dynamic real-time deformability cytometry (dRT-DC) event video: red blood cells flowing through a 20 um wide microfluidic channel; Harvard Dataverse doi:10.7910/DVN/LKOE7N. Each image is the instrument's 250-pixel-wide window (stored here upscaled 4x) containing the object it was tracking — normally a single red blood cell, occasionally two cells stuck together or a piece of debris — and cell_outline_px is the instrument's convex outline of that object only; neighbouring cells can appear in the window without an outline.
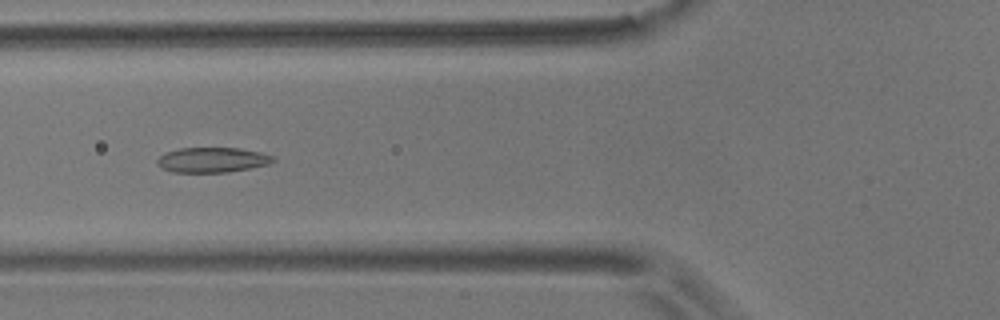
{"species": "common noctule bat (a hibernating species)", "species_latin": "Nyctalus noctula", "temperature_condition": "room temperature", "stored_images_in_passage": 25, "camera_frame_rate_fps": 3000, "um_per_image_px": 0.085, "animal": {"sex": "male", "body_mass_g": 17.9}, "frame": {"image": 1, "passage_image": 14, "time_ms": 4.333, "image_size_px": [1000, 320], "cell_outline_px": [[276, 160], [268, 164], [228, 172], [172, 172], [160, 168], [156, 164], [156, 160], [164, 152], [180, 148], [240, 148], [260, 152], [276, 156]], "centroid_in_image_um": [18.02, 13.59], "position_along_channel_um": 107.8, "area_um2": 17.05}}
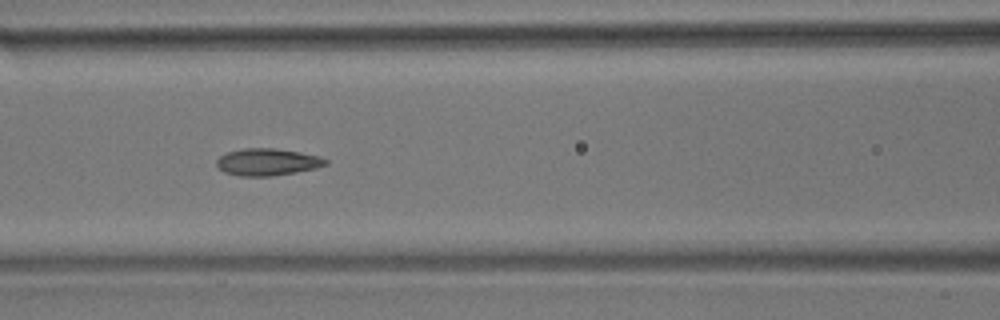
{"frame": {"image": 2, "passage_image": 17, "time_ms": 5.333, "image_size_px": [1000, 320], "cell_outline_px": [[328, 164], [316, 168], [296, 172], [272, 176], [240, 176], [224, 172], [216, 164], [216, 160], [220, 156], [228, 152], [244, 148], [272, 148], [300, 152], [320, 156], [328, 160]], "centroid_in_image_um": [22.74, 13.77], "position_along_channel_um": 143.9, "area_um2": 17.17}}
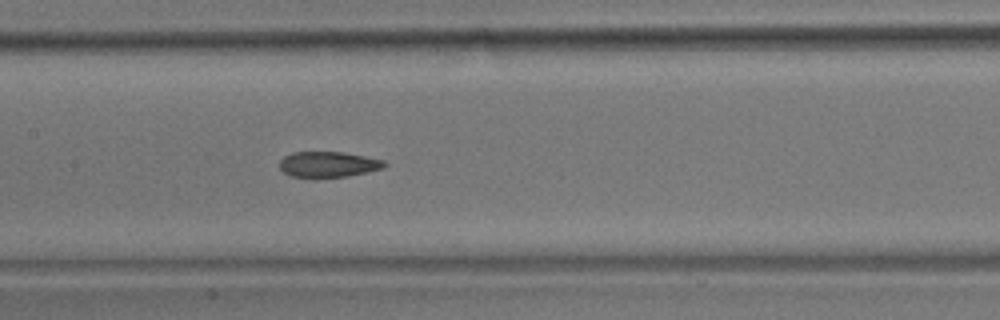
{"frame": {"image": 3, "passage_image": 20, "time_ms": 6.333, "image_size_px": [1000, 320], "cell_outline_px": [[388, 164], [384, 168], [348, 176], [316, 180], [312, 180], [292, 176], [284, 172], [280, 168], [280, 160], [284, 156], [292, 152], [344, 152], [384, 160]], "centroid_in_image_um": [27.88, 14.01], "position_along_channel_um": 179.5, "area_um2": 16.24}}